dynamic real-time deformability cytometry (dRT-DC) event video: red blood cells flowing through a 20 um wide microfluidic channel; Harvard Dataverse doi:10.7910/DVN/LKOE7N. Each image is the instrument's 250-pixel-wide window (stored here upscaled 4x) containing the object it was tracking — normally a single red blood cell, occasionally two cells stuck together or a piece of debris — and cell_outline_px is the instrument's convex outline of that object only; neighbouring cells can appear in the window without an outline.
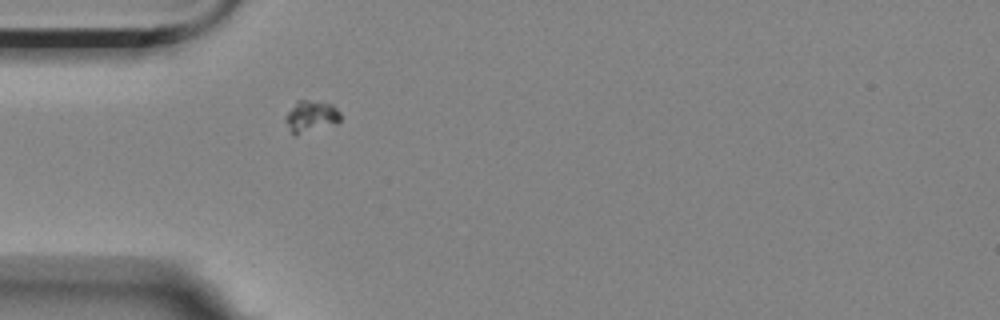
{"species": "Egyptian fruit bat (a non-hibernating species)", "species_latin": "Rousettus aegyptiacus", "temperature_condition": "room temperature", "stored_images_in_passage": 3, "camera_frame_rate_fps": 3000, "um_per_image_px": 0.085, "animal": {"sex": "female"}, "frame": {"image": 1, "passage_image": 3, "time_ms": 0.667, "image_size_px": [1000, 320], "cell_outline_px": [[340, 120], [336, 124], [296, 136], [292, 132], [284, 120], [284, 116], [296, 100], [308, 100], [332, 104], [340, 112]], "centroid_in_image_um": [26.42, 9.9], "position_along_channel_um": 58.6, "area_um2": 10.29}}